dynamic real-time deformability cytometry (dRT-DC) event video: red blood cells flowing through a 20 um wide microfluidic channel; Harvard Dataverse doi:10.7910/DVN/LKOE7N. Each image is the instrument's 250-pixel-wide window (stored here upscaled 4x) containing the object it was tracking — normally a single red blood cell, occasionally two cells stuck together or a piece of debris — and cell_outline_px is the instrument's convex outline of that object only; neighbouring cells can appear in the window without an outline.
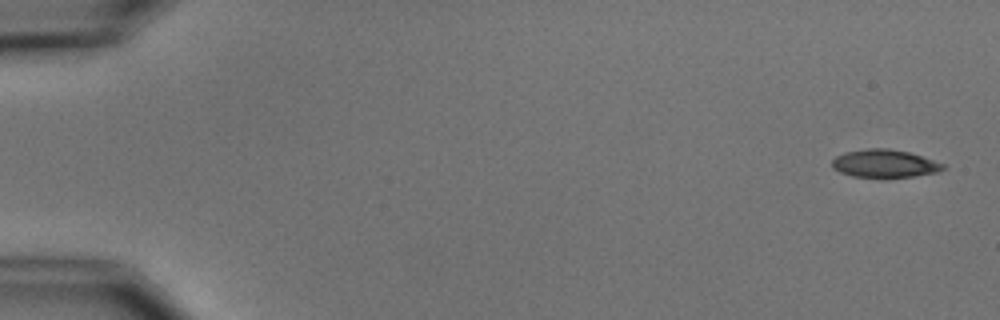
{"species": "common noctule bat (a hibernating species)", "species_latin": "Nyctalus noctula", "temperature_condition": "cold", "stored_images_in_passage": 6, "camera_frame_rate_fps": 3000, "um_per_image_px": 0.085, "animal": {"sex": "male", "body_mass_g": 15.6}, "frame": {"image": 1, "passage_image": 1, "time_ms": 0.0, "image_size_px": [1000, 320], "cell_outline_px": [[944, 168], [936, 172], [888, 180], [880, 180], [852, 176], [840, 172], [832, 168], [832, 160], [836, 156], [844, 152], [868, 148], [888, 148], [908, 152], [944, 164]], "centroid_in_image_um": [75.12, 13.94], "position_along_channel_um": 9.9, "area_um2": 18.55}}
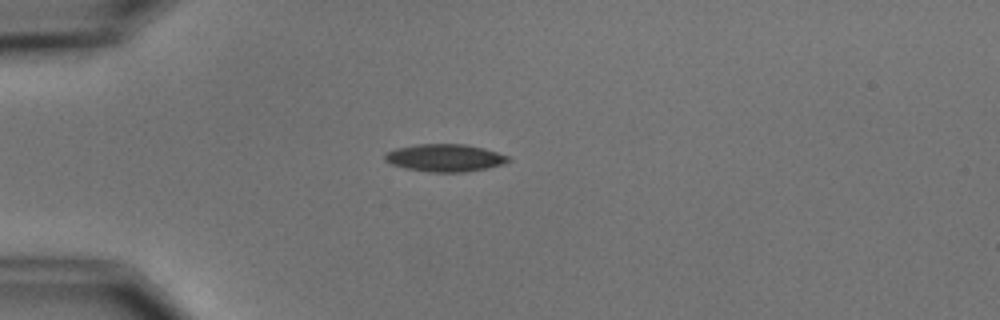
{"frame": {"image": 2, "passage_image": 4, "time_ms": 4.333, "image_size_px": [1000, 320], "cell_outline_px": [[512, 160], [504, 164], [488, 168], [468, 172], [428, 172], [404, 168], [392, 164], [384, 160], [384, 156], [388, 152], [396, 148], [416, 144], [464, 144], [484, 148], [508, 156]], "centroid_in_image_um": [37.84, 13.42], "position_along_channel_um": 47.2, "area_um2": 19.88}}